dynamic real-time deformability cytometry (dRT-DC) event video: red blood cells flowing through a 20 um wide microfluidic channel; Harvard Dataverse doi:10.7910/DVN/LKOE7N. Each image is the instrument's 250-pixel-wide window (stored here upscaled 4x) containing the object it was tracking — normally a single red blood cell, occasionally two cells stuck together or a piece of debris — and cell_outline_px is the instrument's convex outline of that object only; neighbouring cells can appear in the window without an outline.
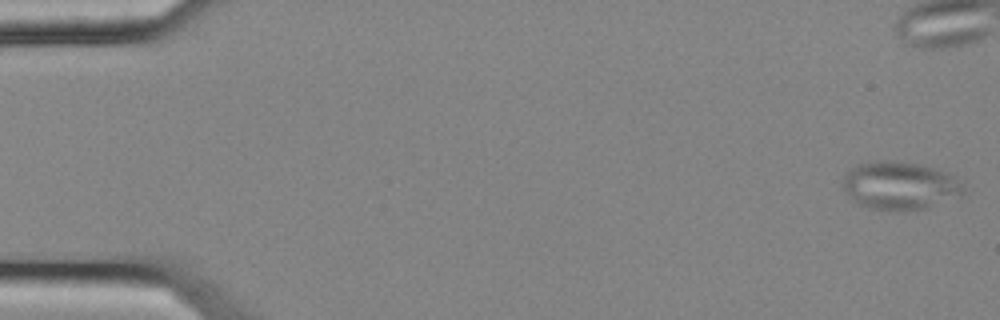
{"species": "common noctule bat (a hibernating species)", "species_latin": "Nyctalus noctula", "temperature_condition": "cold", "stored_images_in_passage": 56, "camera_frame_rate_fps": 3000, "um_per_image_px": 0.085, "animal": {"sex": "female", "body_mass_g": 25.1}, "frame": {"image": 1, "passage_image": 1, "time_ms": 0.0, "image_size_px": [1000, 320], "cell_outline_px": [[964, 192], [960, 196], [928, 208], [900, 212], [896, 212], [868, 208], [852, 200], [840, 184], [844, 176], [856, 164], [880, 160], [896, 160], [920, 164], [944, 172], [964, 180]], "centroid_in_image_um": [76.5, 15.79], "position_along_channel_um": 8.5, "area_um2": 34.45}, "authors_computed_cell_mechanics": {"area_um2": 28.5532, "velocity_mm_per_s": 3.6693, "shape_relaxation_time_tau1_ms": null, "shape_relaxation_time_tau2_ms": 2.7419, "deformation_change_tau1": null, "deformation_change_tau2": 0.0746}}